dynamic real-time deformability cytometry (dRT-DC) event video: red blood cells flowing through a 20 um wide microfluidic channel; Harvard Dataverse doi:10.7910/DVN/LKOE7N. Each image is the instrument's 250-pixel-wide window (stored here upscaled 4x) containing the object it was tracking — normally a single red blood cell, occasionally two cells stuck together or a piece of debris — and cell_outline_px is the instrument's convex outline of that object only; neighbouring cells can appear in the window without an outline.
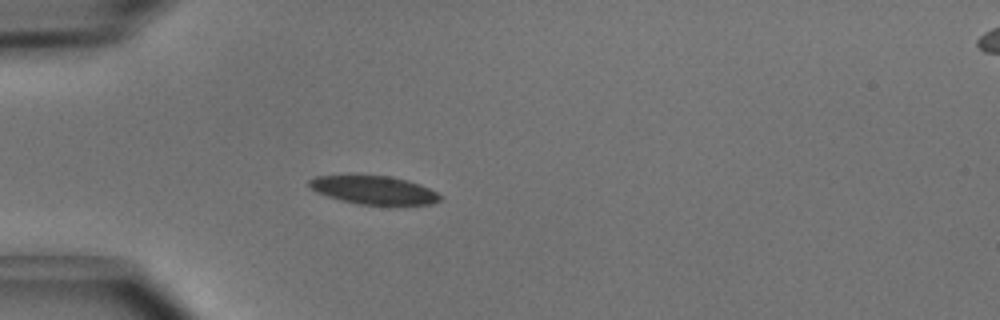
{"species": "common noctule bat (a hibernating species)", "species_latin": "Nyctalus noctula", "temperature_condition": "cold", "stored_images_in_passage": 4, "camera_frame_rate_fps": 3000, "um_per_image_px": 0.085, "animal": {"sex": "male", "body_mass_g": 15.6}, "frame": {"image": 1, "passage_image": 4, "time_ms": 1.0, "image_size_px": [1000, 320], "cell_outline_px": [[444, 196], [440, 200], [432, 204], [356, 204], [340, 200], [316, 192], [308, 184], [308, 180], [316, 176], [388, 176], [408, 180], [420, 184]], "centroid_in_image_um": [31.79, 16.16], "position_along_channel_um": 53.2, "area_um2": 21.33}}